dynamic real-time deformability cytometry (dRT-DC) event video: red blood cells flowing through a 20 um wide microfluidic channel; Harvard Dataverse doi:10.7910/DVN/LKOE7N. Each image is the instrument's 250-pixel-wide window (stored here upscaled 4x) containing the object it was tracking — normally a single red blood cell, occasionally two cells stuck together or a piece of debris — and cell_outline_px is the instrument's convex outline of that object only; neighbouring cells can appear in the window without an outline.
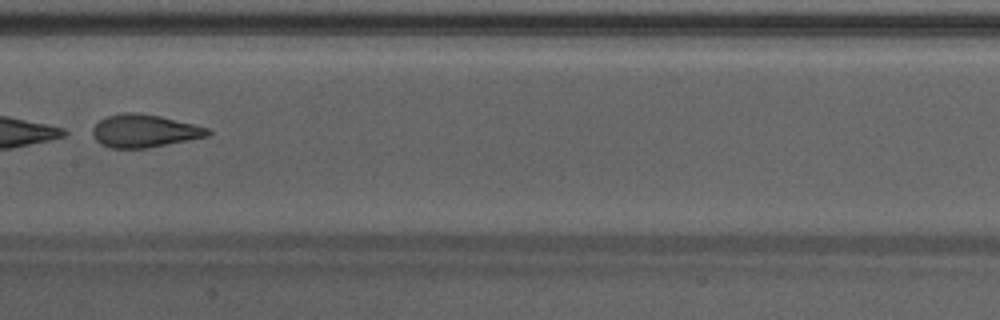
{"species": "Egyptian fruit bat (a non-hibernating species)", "species_latin": "Rousettus aegyptiacus", "temperature_condition": "warm", "stored_images_in_passage": 40, "camera_frame_rate_fps": 3000, "um_per_image_px": 0.085, "animal": {"sex": "male"}, "frame": {"image": 1, "passage_image": 18, "time_ms": 5.667, "image_size_px": [1000, 320], "cell_outline_px": [[212, 132], [208, 136], [188, 140], [144, 148], [112, 148], [100, 144], [96, 140], [92, 132], [92, 128], [100, 120], [108, 116], [124, 112], [132, 112], [160, 116], [208, 128]], "centroid_in_image_um": [12.25, 11.13], "position_along_channel_um": 195.2, "area_um2": 21.73}}